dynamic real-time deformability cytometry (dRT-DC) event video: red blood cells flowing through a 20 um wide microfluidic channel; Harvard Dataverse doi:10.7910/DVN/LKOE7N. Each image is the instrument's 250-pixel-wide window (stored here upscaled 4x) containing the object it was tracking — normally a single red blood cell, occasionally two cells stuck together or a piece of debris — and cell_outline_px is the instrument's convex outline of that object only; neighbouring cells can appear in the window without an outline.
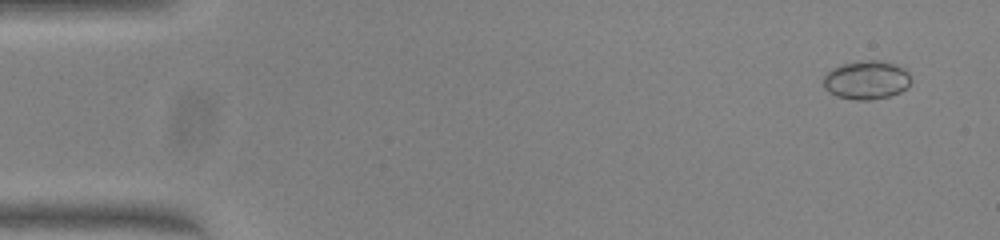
{"species": "common noctule bat (a hibernating species)", "species_latin": "Nyctalus noctula", "temperature_condition": "warm", "stored_images_in_passage": 51, "camera_frame_rate_fps": 3000, "um_per_image_px": 0.085, "animal": {"sex": "female", "body_mass_g": 23.0, "forearm_length_mm": 53.4}, "frame": {"image": 1, "passage_image": 3, "time_ms": 0.667, "image_size_px": [1000, 240], "cell_outline_px": [[912, 80], [908, 88], [900, 92], [888, 96], [872, 100], [856, 100], [836, 96], [828, 92], [824, 88], [824, 76], [832, 68], [844, 64], [860, 60], [884, 60], [904, 68], [908, 72]], "centroid_in_image_um": [73.67, 6.8], "position_along_channel_um": 11.3, "area_um2": 19.94}}
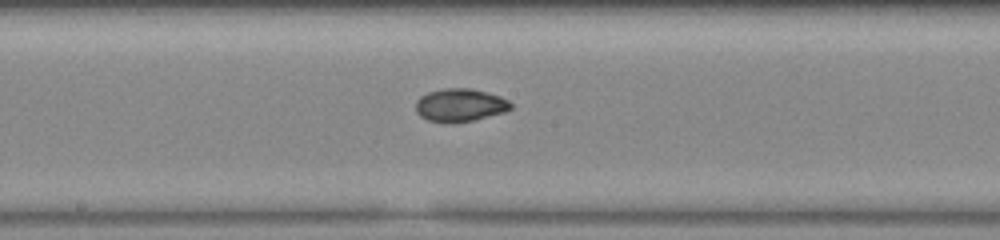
{"frame": {"image": 2, "passage_image": 27, "time_ms": 8.667, "image_size_px": [1000, 240], "cell_outline_px": [[512, 108], [504, 112], [472, 120], [452, 124], [428, 120], [420, 116], [416, 112], [416, 100], [420, 96], [428, 92], [444, 88], [472, 88], [500, 96], [508, 100], [512, 104]], "centroid_in_image_um": [39.08, 8.93], "position_along_channel_um": 209.1, "area_um2": 18.38}}
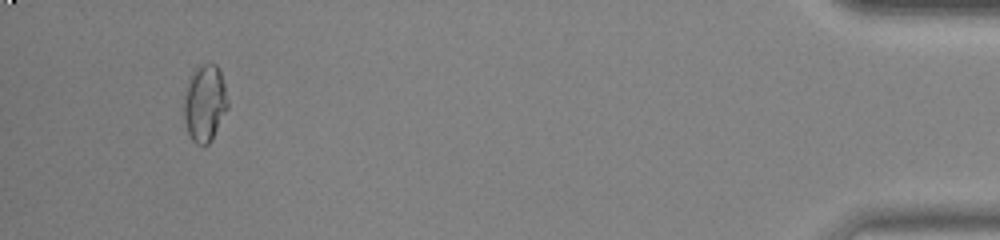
{"frame": {"image": 3, "passage_image": 48, "time_ms": 15.667, "image_size_px": [1000, 240], "cell_outline_px": [[228, 108], [212, 140], [208, 144], [196, 144], [188, 136], [184, 120], [184, 100], [188, 80], [196, 64], [216, 64], [220, 72], [224, 84], [228, 100]], "centroid_in_image_um": [17.4, 8.77], "position_along_channel_um": 417.8, "area_um2": 19.83}, "authors_computed_cell_mechanics": {"area_um2": 18.3804, "velocity_mm_per_s": 4.0576, "shape_relaxation_time_tau1_ms": 2.9354, "shape_relaxation_time_tau2_ms": 1.5238, "deformation_change_tau1": 0.1467, "deformation_change_tau2": 0.0386}}